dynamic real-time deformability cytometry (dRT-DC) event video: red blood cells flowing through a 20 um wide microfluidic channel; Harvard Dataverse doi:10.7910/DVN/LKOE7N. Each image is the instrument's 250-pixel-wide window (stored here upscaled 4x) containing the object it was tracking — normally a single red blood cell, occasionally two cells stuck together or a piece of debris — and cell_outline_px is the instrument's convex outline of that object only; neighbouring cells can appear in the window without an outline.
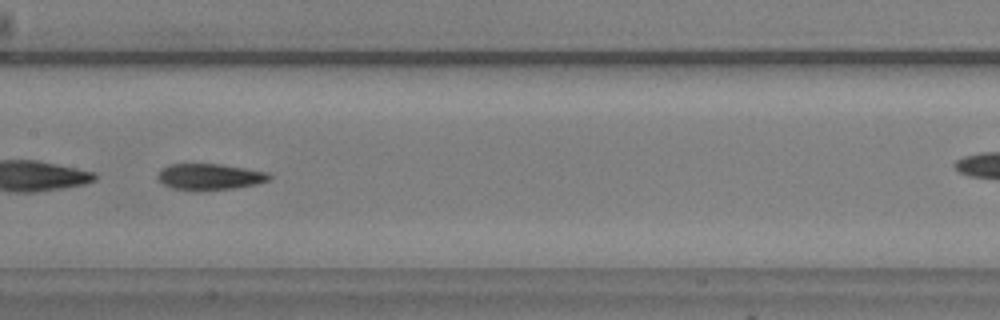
{"species": "common noctule bat (a hibernating species)", "species_latin": "Nyctalus noctula", "temperature_condition": "warm", "stored_images_in_passage": 44, "camera_frame_rate_fps": 3000, "um_per_image_px": 0.085, "animal": {"sex": "male", "body_mass_g": 20.5, "forearm_length_mm": 52.5}, "frame": {"image": 1, "passage_image": 26, "time_ms": 8.333, "image_size_px": [1000, 320], "cell_outline_px": [[272, 176], [268, 180], [256, 184], [232, 188], [196, 192], [192, 192], [172, 188], [164, 184], [156, 176], [160, 168], [168, 164], [220, 164], [268, 172]], "centroid_in_image_um": [17.77, 15.04], "position_along_channel_um": 189.6, "area_um2": 17.28}}